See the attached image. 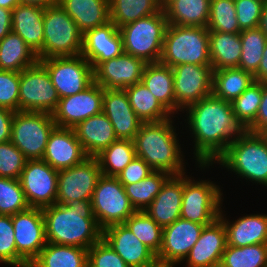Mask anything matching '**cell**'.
Listing matches in <instances>:
<instances>
[{
    "label": "cell",
    "mask_w": 267,
    "mask_h": 267,
    "mask_svg": "<svg viewBox=\"0 0 267 267\" xmlns=\"http://www.w3.org/2000/svg\"><path fill=\"white\" fill-rule=\"evenodd\" d=\"M267 127V83H263V96L255 121L246 129L261 133Z\"/></svg>",
    "instance_id": "obj_52"
},
{
    "label": "cell",
    "mask_w": 267,
    "mask_h": 267,
    "mask_svg": "<svg viewBox=\"0 0 267 267\" xmlns=\"http://www.w3.org/2000/svg\"><path fill=\"white\" fill-rule=\"evenodd\" d=\"M124 90L133 111L142 122H158L173 117L141 81Z\"/></svg>",
    "instance_id": "obj_36"
},
{
    "label": "cell",
    "mask_w": 267,
    "mask_h": 267,
    "mask_svg": "<svg viewBox=\"0 0 267 267\" xmlns=\"http://www.w3.org/2000/svg\"><path fill=\"white\" fill-rule=\"evenodd\" d=\"M93 215L103 230L124 223L136 210L117 177L101 175L91 198Z\"/></svg>",
    "instance_id": "obj_9"
},
{
    "label": "cell",
    "mask_w": 267,
    "mask_h": 267,
    "mask_svg": "<svg viewBox=\"0 0 267 267\" xmlns=\"http://www.w3.org/2000/svg\"><path fill=\"white\" fill-rule=\"evenodd\" d=\"M153 267H173V266H167V265H163V264H159L157 263L155 266Z\"/></svg>",
    "instance_id": "obj_60"
},
{
    "label": "cell",
    "mask_w": 267,
    "mask_h": 267,
    "mask_svg": "<svg viewBox=\"0 0 267 267\" xmlns=\"http://www.w3.org/2000/svg\"><path fill=\"white\" fill-rule=\"evenodd\" d=\"M184 176L180 217L209 225L220 216L223 194L220 186L208 180H191Z\"/></svg>",
    "instance_id": "obj_10"
},
{
    "label": "cell",
    "mask_w": 267,
    "mask_h": 267,
    "mask_svg": "<svg viewBox=\"0 0 267 267\" xmlns=\"http://www.w3.org/2000/svg\"><path fill=\"white\" fill-rule=\"evenodd\" d=\"M160 0H109V17L117 28L158 13Z\"/></svg>",
    "instance_id": "obj_37"
},
{
    "label": "cell",
    "mask_w": 267,
    "mask_h": 267,
    "mask_svg": "<svg viewBox=\"0 0 267 267\" xmlns=\"http://www.w3.org/2000/svg\"><path fill=\"white\" fill-rule=\"evenodd\" d=\"M102 238L129 267H153L156 255L124 224H114L102 230Z\"/></svg>",
    "instance_id": "obj_20"
},
{
    "label": "cell",
    "mask_w": 267,
    "mask_h": 267,
    "mask_svg": "<svg viewBox=\"0 0 267 267\" xmlns=\"http://www.w3.org/2000/svg\"><path fill=\"white\" fill-rule=\"evenodd\" d=\"M123 52L122 36L112 21L83 34L81 55L90 62L93 69L99 63L118 57Z\"/></svg>",
    "instance_id": "obj_22"
},
{
    "label": "cell",
    "mask_w": 267,
    "mask_h": 267,
    "mask_svg": "<svg viewBox=\"0 0 267 267\" xmlns=\"http://www.w3.org/2000/svg\"><path fill=\"white\" fill-rule=\"evenodd\" d=\"M172 71L176 113L212 94V65L180 64Z\"/></svg>",
    "instance_id": "obj_16"
},
{
    "label": "cell",
    "mask_w": 267,
    "mask_h": 267,
    "mask_svg": "<svg viewBox=\"0 0 267 267\" xmlns=\"http://www.w3.org/2000/svg\"><path fill=\"white\" fill-rule=\"evenodd\" d=\"M87 265L88 267H129L103 238L88 249Z\"/></svg>",
    "instance_id": "obj_48"
},
{
    "label": "cell",
    "mask_w": 267,
    "mask_h": 267,
    "mask_svg": "<svg viewBox=\"0 0 267 267\" xmlns=\"http://www.w3.org/2000/svg\"><path fill=\"white\" fill-rule=\"evenodd\" d=\"M19 111L52 114L60 100L47 69L38 61L20 72Z\"/></svg>",
    "instance_id": "obj_12"
},
{
    "label": "cell",
    "mask_w": 267,
    "mask_h": 267,
    "mask_svg": "<svg viewBox=\"0 0 267 267\" xmlns=\"http://www.w3.org/2000/svg\"><path fill=\"white\" fill-rule=\"evenodd\" d=\"M266 0H234L240 30L257 28Z\"/></svg>",
    "instance_id": "obj_50"
},
{
    "label": "cell",
    "mask_w": 267,
    "mask_h": 267,
    "mask_svg": "<svg viewBox=\"0 0 267 267\" xmlns=\"http://www.w3.org/2000/svg\"><path fill=\"white\" fill-rule=\"evenodd\" d=\"M258 27L265 33L267 36V0L265 2L263 11L261 13L260 21Z\"/></svg>",
    "instance_id": "obj_57"
},
{
    "label": "cell",
    "mask_w": 267,
    "mask_h": 267,
    "mask_svg": "<svg viewBox=\"0 0 267 267\" xmlns=\"http://www.w3.org/2000/svg\"><path fill=\"white\" fill-rule=\"evenodd\" d=\"M27 159L9 140L0 143V177L19 179Z\"/></svg>",
    "instance_id": "obj_46"
},
{
    "label": "cell",
    "mask_w": 267,
    "mask_h": 267,
    "mask_svg": "<svg viewBox=\"0 0 267 267\" xmlns=\"http://www.w3.org/2000/svg\"><path fill=\"white\" fill-rule=\"evenodd\" d=\"M103 94L104 88L93 82L82 92L61 98L52 113L56 126L74 128L78 123L101 113Z\"/></svg>",
    "instance_id": "obj_17"
},
{
    "label": "cell",
    "mask_w": 267,
    "mask_h": 267,
    "mask_svg": "<svg viewBox=\"0 0 267 267\" xmlns=\"http://www.w3.org/2000/svg\"><path fill=\"white\" fill-rule=\"evenodd\" d=\"M154 170L140 157L134 159L116 176L122 185L137 183L148 177Z\"/></svg>",
    "instance_id": "obj_51"
},
{
    "label": "cell",
    "mask_w": 267,
    "mask_h": 267,
    "mask_svg": "<svg viewBox=\"0 0 267 267\" xmlns=\"http://www.w3.org/2000/svg\"><path fill=\"white\" fill-rule=\"evenodd\" d=\"M55 127L52 114L17 111L13 116L10 141L27 160H42L49 135Z\"/></svg>",
    "instance_id": "obj_8"
},
{
    "label": "cell",
    "mask_w": 267,
    "mask_h": 267,
    "mask_svg": "<svg viewBox=\"0 0 267 267\" xmlns=\"http://www.w3.org/2000/svg\"><path fill=\"white\" fill-rule=\"evenodd\" d=\"M169 0H160L162 7L168 2Z\"/></svg>",
    "instance_id": "obj_61"
},
{
    "label": "cell",
    "mask_w": 267,
    "mask_h": 267,
    "mask_svg": "<svg viewBox=\"0 0 267 267\" xmlns=\"http://www.w3.org/2000/svg\"><path fill=\"white\" fill-rule=\"evenodd\" d=\"M42 211L47 242L89 249L102 238L91 200L55 203L42 208Z\"/></svg>",
    "instance_id": "obj_2"
},
{
    "label": "cell",
    "mask_w": 267,
    "mask_h": 267,
    "mask_svg": "<svg viewBox=\"0 0 267 267\" xmlns=\"http://www.w3.org/2000/svg\"><path fill=\"white\" fill-rule=\"evenodd\" d=\"M171 119L143 122L133 143L136 156L142 158L154 171L182 175L186 173V165H183V151Z\"/></svg>",
    "instance_id": "obj_3"
},
{
    "label": "cell",
    "mask_w": 267,
    "mask_h": 267,
    "mask_svg": "<svg viewBox=\"0 0 267 267\" xmlns=\"http://www.w3.org/2000/svg\"><path fill=\"white\" fill-rule=\"evenodd\" d=\"M194 138V158L200 169L209 168L245 129L236 120L231 103L213 94L185 108Z\"/></svg>",
    "instance_id": "obj_1"
},
{
    "label": "cell",
    "mask_w": 267,
    "mask_h": 267,
    "mask_svg": "<svg viewBox=\"0 0 267 267\" xmlns=\"http://www.w3.org/2000/svg\"><path fill=\"white\" fill-rule=\"evenodd\" d=\"M226 246V228L223 221L217 218L204 226L184 261L186 260L188 267H219Z\"/></svg>",
    "instance_id": "obj_21"
},
{
    "label": "cell",
    "mask_w": 267,
    "mask_h": 267,
    "mask_svg": "<svg viewBox=\"0 0 267 267\" xmlns=\"http://www.w3.org/2000/svg\"><path fill=\"white\" fill-rule=\"evenodd\" d=\"M184 175H171L144 210L162 228L180 218Z\"/></svg>",
    "instance_id": "obj_25"
},
{
    "label": "cell",
    "mask_w": 267,
    "mask_h": 267,
    "mask_svg": "<svg viewBox=\"0 0 267 267\" xmlns=\"http://www.w3.org/2000/svg\"><path fill=\"white\" fill-rule=\"evenodd\" d=\"M219 267H267V244L227 245Z\"/></svg>",
    "instance_id": "obj_41"
},
{
    "label": "cell",
    "mask_w": 267,
    "mask_h": 267,
    "mask_svg": "<svg viewBox=\"0 0 267 267\" xmlns=\"http://www.w3.org/2000/svg\"><path fill=\"white\" fill-rule=\"evenodd\" d=\"M38 61L37 54L13 31L0 40V70L21 72Z\"/></svg>",
    "instance_id": "obj_33"
},
{
    "label": "cell",
    "mask_w": 267,
    "mask_h": 267,
    "mask_svg": "<svg viewBox=\"0 0 267 267\" xmlns=\"http://www.w3.org/2000/svg\"><path fill=\"white\" fill-rule=\"evenodd\" d=\"M101 175L97 158L90 156L75 166L58 171L56 203L91 200Z\"/></svg>",
    "instance_id": "obj_14"
},
{
    "label": "cell",
    "mask_w": 267,
    "mask_h": 267,
    "mask_svg": "<svg viewBox=\"0 0 267 267\" xmlns=\"http://www.w3.org/2000/svg\"><path fill=\"white\" fill-rule=\"evenodd\" d=\"M209 54L213 71L239 67L241 56L240 33L209 31Z\"/></svg>",
    "instance_id": "obj_32"
},
{
    "label": "cell",
    "mask_w": 267,
    "mask_h": 267,
    "mask_svg": "<svg viewBox=\"0 0 267 267\" xmlns=\"http://www.w3.org/2000/svg\"><path fill=\"white\" fill-rule=\"evenodd\" d=\"M0 262L17 267L14 227L9 215H0Z\"/></svg>",
    "instance_id": "obj_49"
},
{
    "label": "cell",
    "mask_w": 267,
    "mask_h": 267,
    "mask_svg": "<svg viewBox=\"0 0 267 267\" xmlns=\"http://www.w3.org/2000/svg\"><path fill=\"white\" fill-rule=\"evenodd\" d=\"M19 182L29 207L44 208L56 203L58 171L44 160H27Z\"/></svg>",
    "instance_id": "obj_15"
},
{
    "label": "cell",
    "mask_w": 267,
    "mask_h": 267,
    "mask_svg": "<svg viewBox=\"0 0 267 267\" xmlns=\"http://www.w3.org/2000/svg\"><path fill=\"white\" fill-rule=\"evenodd\" d=\"M44 12L45 8L27 4H18L12 9V31L37 54L38 60L42 59Z\"/></svg>",
    "instance_id": "obj_26"
},
{
    "label": "cell",
    "mask_w": 267,
    "mask_h": 267,
    "mask_svg": "<svg viewBox=\"0 0 267 267\" xmlns=\"http://www.w3.org/2000/svg\"><path fill=\"white\" fill-rule=\"evenodd\" d=\"M12 31V10L0 7V40Z\"/></svg>",
    "instance_id": "obj_54"
},
{
    "label": "cell",
    "mask_w": 267,
    "mask_h": 267,
    "mask_svg": "<svg viewBox=\"0 0 267 267\" xmlns=\"http://www.w3.org/2000/svg\"><path fill=\"white\" fill-rule=\"evenodd\" d=\"M254 81V76L250 72L238 67L214 70L212 94L231 103Z\"/></svg>",
    "instance_id": "obj_35"
},
{
    "label": "cell",
    "mask_w": 267,
    "mask_h": 267,
    "mask_svg": "<svg viewBox=\"0 0 267 267\" xmlns=\"http://www.w3.org/2000/svg\"><path fill=\"white\" fill-rule=\"evenodd\" d=\"M204 226L180 217L164 227L161 248L156 256L157 262L173 267L183 262L199 239Z\"/></svg>",
    "instance_id": "obj_18"
},
{
    "label": "cell",
    "mask_w": 267,
    "mask_h": 267,
    "mask_svg": "<svg viewBox=\"0 0 267 267\" xmlns=\"http://www.w3.org/2000/svg\"><path fill=\"white\" fill-rule=\"evenodd\" d=\"M102 112L113 125L118 139L133 140L141 124L124 89H104Z\"/></svg>",
    "instance_id": "obj_24"
},
{
    "label": "cell",
    "mask_w": 267,
    "mask_h": 267,
    "mask_svg": "<svg viewBox=\"0 0 267 267\" xmlns=\"http://www.w3.org/2000/svg\"><path fill=\"white\" fill-rule=\"evenodd\" d=\"M211 0H169L162 8L170 25L207 27Z\"/></svg>",
    "instance_id": "obj_31"
},
{
    "label": "cell",
    "mask_w": 267,
    "mask_h": 267,
    "mask_svg": "<svg viewBox=\"0 0 267 267\" xmlns=\"http://www.w3.org/2000/svg\"><path fill=\"white\" fill-rule=\"evenodd\" d=\"M43 25L42 59L81 54L83 33L58 3L45 8Z\"/></svg>",
    "instance_id": "obj_7"
},
{
    "label": "cell",
    "mask_w": 267,
    "mask_h": 267,
    "mask_svg": "<svg viewBox=\"0 0 267 267\" xmlns=\"http://www.w3.org/2000/svg\"><path fill=\"white\" fill-rule=\"evenodd\" d=\"M209 31H220L224 33H240L234 0H211L209 20L207 23Z\"/></svg>",
    "instance_id": "obj_44"
},
{
    "label": "cell",
    "mask_w": 267,
    "mask_h": 267,
    "mask_svg": "<svg viewBox=\"0 0 267 267\" xmlns=\"http://www.w3.org/2000/svg\"><path fill=\"white\" fill-rule=\"evenodd\" d=\"M20 72L0 70V107L19 111Z\"/></svg>",
    "instance_id": "obj_47"
},
{
    "label": "cell",
    "mask_w": 267,
    "mask_h": 267,
    "mask_svg": "<svg viewBox=\"0 0 267 267\" xmlns=\"http://www.w3.org/2000/svg\"><path fill=\"white\" fill-rule=\"evenodd\" d=\"M260 134L264 137L265 141L267 142V127Z\"/></svg>",
    "instance_id": "obj_59"
},
{
    "label": "cell",
    "mask_w": 267,
    "mask_h": 267,
    "mask_svg": "<svg viewBox=\"0 0 267 267\" xmlns=\"http://www.w3.org/2000/svg\"><path fill=\"white\" fill-rule=\"evenodd\" d=\"M73 130L84 151L90 157H95L118 140L112 123L103 112L78 123Z\"/></svg>",
    "instance_id": "obj_27"
},
{
    "label": "cell",
    "mask_w": 267,
    "mask_h": 267,
    "mask_svg": "<svg viewBox=\"0 0 267 267\" xmlns=\"http://www.w3.org/2000/svg\"><path fill=\"white\" fill-rule=\"evenodd\" d=\"M11 219L17 248V267H29L47 243L42 208L29 207L12 215Z\"/></svg>",
    "instance_id": "obj_13"
},
{
    "label": "cell",
    "mask_w": 267,
    "mask_h": 267,
    "mask_svg": "<svg viewBox=\"0 0 267 267\" xmlns=\"http://www.w3.org/2000/svg\"><path fill=\"white\" fill-rule=\"evenodd\" d=\"M124 224L156 256L158 255L162 244L163 228L145 211H135Z\"/></svg>",
    "instance_id": "obj_42"
},
{
    "label": "cell",
    "mask_w": 267,
    "mask_h": 267,
    "mask_svg": "<svg viewBox=\"0 0 267 267\" xmlns=\"http://www.w3.org/2000/svg\"><path fill=\"white\" fill-rule=\"evenodd\" d=\"M241 56L239 67L254 75L258 71L267 42V36L259 28H252L240 32Z\"/></svg>",
    "instance_id": "obj_40"
},
{
    "label": "cell",
    "mask_w": 267,
    "mask_h": 267,
    "mask_svg": "<svg viewBox=\"0 0 267 267\" xmlns=\"http://www.w3.org/2000/svg\"><path fill=\"white\" fill-rule=\"evenodd\" d=\"M141 82L153 96L172 114L176 112L174 78L170 66L158 63L145 65Z\"/></svg>",
    "instance_id": "obj_30"
},
{
    "label": "cell",
    "mask_w": 267,
    "mask_h": 267,
    "mask_svg": "<svg viewBox=\"0 0 267 267\" xmlns=\"http://www.w3.org/2000/svg\"><path fill=\"white\" fill-rule=\"evenodd\" d=\"M263 96V83L254 81L239 97L231 102L236 120L246 130L256 119Z\"/></svg>",
    "instance_id": "obj_43"
},
{
    "label": "cell",
    "mask_w": 267,
    "mask_h": 267,
    "mask_svg": "<svg viewBox=\"0 0 267 267\" xmlns=\"http://www.w3.org/2000/svg\"><path fill=\"white\" fill-rule=\"evenodd\" d=\"M220 212L227 232V245L245 247L253 244H267V215L251 214L239 217L233 223Z\"/></svg>",
    "instance_id": "obj_28"
},
{
    "label": "cell",
    "mask_w": 267,
    "mask_h": 267,
    "mask_svg": "<svg viewBox=\"0 0 267 267\" xmlns=\"http://www.w3.org/2000/svg\"><path fill=\"white\" fill-rule=\"evenodd\" d=\"M13 111L0 107V143L9 141L14 116Z\"/></svg>",
    "instance_id": "obj_53"
},
{
    "label": "cell",
    "mask_w": 267,
    "mask_h": 267,
    "mask_svg": "<svg viewBox=\"0 0 267 267\" xmlns=\"http://www.w3.org/2000/svg\"><path fill=\"white\" fill-rule=\"evenodd\" d=\"M171 175L165 171H154L143 180L123 185L131 205L136 211H144L160 192L162 185Z\"/></svg>",
    "instance_id": "obj_39"
},
{
    "label": "cell",
    "mask_w": 267,
    "mask_h": 267,
    "mask_svg": "<svg viewBox=\"0 0 267 267\" xmlns=\"http://www.w3.org/2000/svg\"><path fill=\"white\" fill-rule=\"evenodd\" d=\"M87 157L73 128L56 126L49 135L42 160L60 171L83 162Z\"/></svg>",
    "instance_id": "obj_23"
},
{
    "label": "cell",
    "mask_w": 267,
    "mask_h": 267,
    "mask_svg": "<svg viewBox=\"0 0 267 267\" xmlns=\"http://www.w3.org/2000/svg\"><path fill=\"white\" fill-rule=\"evenodd\" d=\"M168 27L163 8L135 22L119 27L124 52L143 60L146 64L158 63Z\"/></svg>",
    "instance_id": "obj_6"
},
{
    "label": "cell",
    "mask_w": 267,
    "mask_h": 267,
    "mask_svg": "<svg viewBox=\"0 0 267 267\" xmlns=\"http://www.w3.org/2000/svg\"><path fill=\"white\" fill-rule=\"evenodd\" d=\"M39 62L47 69L60 99L82 92L94 82L93 67L81 54Z\"/></svg>",
    "instance_id": "obj_11"
},
{
    "label": "cell",
    "mask_w": 267,
    "mask_h": 267,
    "mask_svg": "<svg viewBox=\"0 0 267 267\" xmlns=\"http://www.w3.org/2000/svg\"><path fill=\"white\" fill-rule=\"evenodd\" d=\"M135 156L133 140L118 139L95 157L103 175L116 177Z\"/></svg>",
    "instance_id": "obj_38"
},
{
    "label": "cell",
    "mask_w": 267,
    "mask_h": 267,
    "mask_svg": "<svg viewBox=\"0 0 267 267\" xmlns=\"http://www.w3.org/2000/svg\"><path fill=\"white\" fill-rule=\"evenodd\" d=\"M145 65L143 60L123 52L93 69L94 82L104 89H125L141 81Z\"/></svg>",
    "instance_id": "obj_19"
},
{
    "label": "cell",
    "mask_w": 267,
    "mask_h": 267,
    "mask_svg": "<svg viewBox=\"0 0 267 267\" xmlns=\"http://www.w3.org/2000/svg\"><path fill=\"white\" fill-rule=\"evenodd\" d=\"M28 208L19 179L0 177V215L12 216Z\"/></svg>",
    "instance_id": "obj_45"
},
{
    "label": "cell",
    "mask_w": 267,
    "mask_h": 267,
    "mask_svg": "<svg viewBox=\"0 0 267 267\" xmlns=\"http://www.w3.org/2000/svg\"><path fill=\"white\" fill-rule=\"evenodd\" d=\"M159 62L171 68L180 64L211 65L207 27L168 24Z\"/></svg>",
    "instance_id": "obj_5"
},
{
    "label": "cell",
    "mask_w": 267,
    "mask_h": 267,
    "mask_svg": "<svg viewBox=\"0 0 267 267\" xmlns=\"http://www.w3.org/2000/svg\"><path fill=\"white\" fill-rule=\"evenodd\" d=\"M215 163L247 181L267 187V142L260 133L245 130Z\"/></svg>",
    "instance_id": "obj_4"
},
{
    "label": "cell",
    "mask_w": 267,
    "mask_h": 267,
    "mask_svg": "<svg viewBox=\"0 0 267 267\" xmlns=\"http://www.w3.org/2000/svg\"><path fill=\"white\" fill-rule=\"evenodd\" d=\"M253 76L255 81L267 83V42L263 51V57L258 67V71Z\"/></svg>",
    "instance_id": "obj_55"
},
{
    "label": "cell",
    "mask_w": 267,
    "mask_h": 267,
    "mask_svg": "<svg viewBox=\"0 0 267 267\" xmlns=\"http://www.w3.org/2000/svg\"><path fill=\"white\" fill-rule=\"evenodd\" d=\"M19 4V0H0V7L12 10Z\"/></svg>",
    "instance_id": "obj_58"
},
{
    "label": "cell",
    "mask_w": 267,
    "mask_h": 267,
    "mask_svg": "<svg viewBox=\"0 0 267 267\" xmlns=\"http://www.w3.org/2000/svg\"><path fill=\"white\" fill-rule=\"evenodd\" d=\"M84 34L110 21L109 0H57Z\"/></svg>",
    "instance_id": "obj_29"
},
{
    "label": "cell",
    "mask_w": 267,
    "mask_h": 267,
    "mask_svg": "<svg viewBox=\"0 0 267 267\" xmlns=\"http://www.w3.org/2000/svg\"><path fill=\"white\" fill-rule=\"evenodd\" d=\"M88 249L47 242L29 267H88Z\"/></svg>",
    "instance_id": "obj_34"
},
{
    "label": "cell",
    "mask_w": 267,
    "mask_h": 267,
    "mask_svg": "<svg viewBox=\"0 0 267 267\" xmlns=\"http://www.w3.org/2000/svg\"><path fill=\"white\" fill-rule=\"evenodd\" d=\"M57 3V0H19V4H27L41 8H47Z\"/></svg>",
    "instance_id": "obj_56"
}]
</instances>
